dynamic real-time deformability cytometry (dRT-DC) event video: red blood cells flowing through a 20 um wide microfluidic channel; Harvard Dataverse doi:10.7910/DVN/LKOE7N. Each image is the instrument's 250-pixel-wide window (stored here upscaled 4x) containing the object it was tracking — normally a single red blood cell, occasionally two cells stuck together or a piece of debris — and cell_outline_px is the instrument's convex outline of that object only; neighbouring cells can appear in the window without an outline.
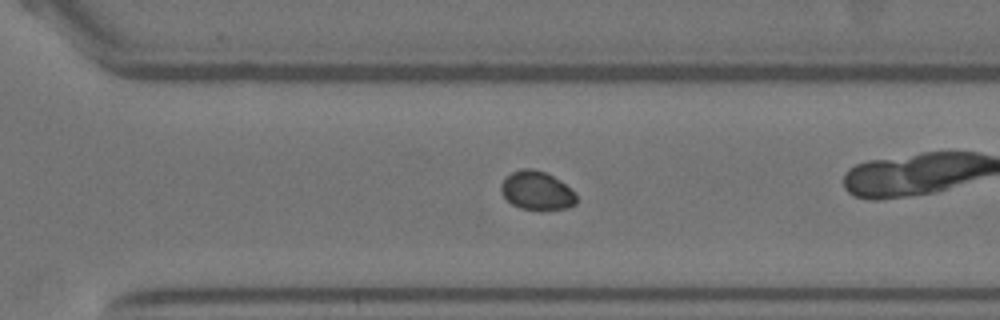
{"species": "Egyptian fruit bat (a non-hibernating species)", "species_latin": "Rousettus aegyptiacus", "temperature_condition": "warm", "stored_images_in_passage": 42, "camera_frame_rate_fps": 3000, "um_per_image_px": 0.085, "animal": {"sex": "female"}, "frame": {"image": 1, "passage_image": 36, "time_ms": 11.667, "image_size_px": [1000, 320], "cell_outline_px": [[576, 204], [568, 208], [520, 208], [512, 204], [500, 192], [500, 184], [504, 176], [512, 172], [524, 168], [532, 168], [544, 172], [552, 176], [576, 192]], "centroid_in_image_um": [45.59, 16.17], "position_along_channel_um": 325.0, "area_um2": 16.7}}